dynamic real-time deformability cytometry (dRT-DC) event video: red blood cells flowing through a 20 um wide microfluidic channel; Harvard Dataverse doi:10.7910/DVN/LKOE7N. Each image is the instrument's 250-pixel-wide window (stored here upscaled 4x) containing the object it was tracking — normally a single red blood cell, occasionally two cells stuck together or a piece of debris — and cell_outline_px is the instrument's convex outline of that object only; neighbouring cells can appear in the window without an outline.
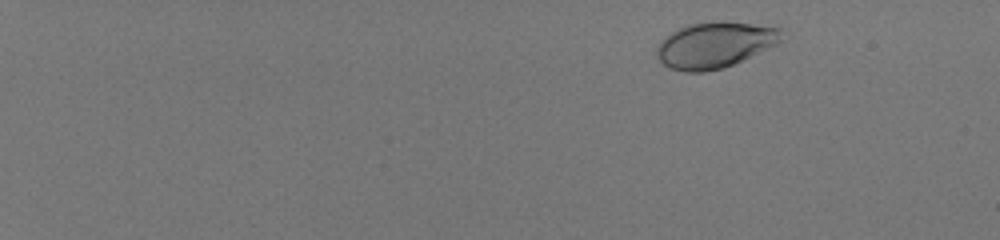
{"species": "human", "species_latin": "Homo sapiens", "temperature_condition": "room temperature", "stored_images_in_passage": 52, "camera_frame_rate_fps": 3000, "um_per_image_px": 0.085, "donor": {"sex": "male"}, "frame": {"image": 1, "passage_image": 5, "time_ms": 1.333, "image_size_px": [1000, 240], "cell_outline_px": [[780, 40], [776, 44], [724, 68], [704, 72], [684, 72], [672, 68], [664, 64], [656, 56], [656, 48], [660, 40], [672, 32], [688, 24], [712, 20], [720, 20], [752, 24], [780, 28]], "centroid_in_image_um": [60.7, 3.81], "position_along_channel_um": 24.3, "area_um2": 33.18}}
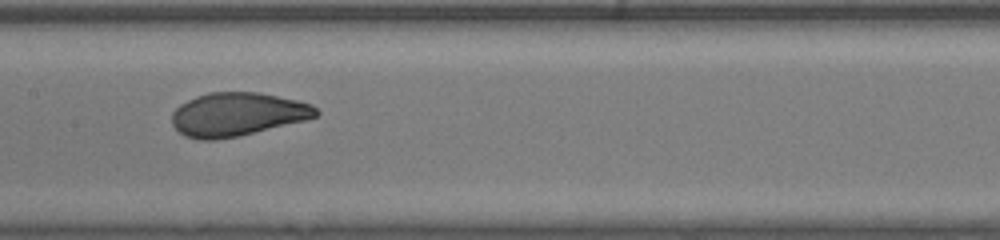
{"frame": {"image": 2, "passage_image": 31, "time_ms": 10.0, "image_size_px": [1000, 240], "cell_outline_px": [[320, 112], [316, 116], [304, 120], [240, 136], [216, 140], [200, 140], [184, 136], [172, 124], [172, 112], [180, 104], [196, 96], [208, 92], [260, 92], [296, 100], [312, 104]], "centroid_in_image_um": [20.15, 9.72], "position_along_channel_um": 187.3, "area_um2": 36.53}}
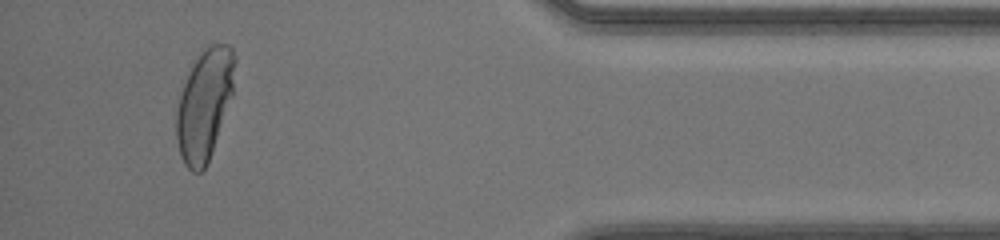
{"frame": {"image": 3, "passage_image": 50, "time_ms": 16.333, "image_size_px": [1000, 240], "cell_outline_px": [[236, 60], [232, 96], [208, 160], [204, 168], [200, 172], [192, 172], [184, 164], [180, 156], [176, 140], [176, 112], [180, 96], [192, 60], [208, 44], [228, 44], [232, 48], [236, 56]], "centroid_in_image_um": [17.37, 8.82], "position_along_channel_um": 417.8, "area_um2": 37.69}, "authors_computed_cell_mechanics": {"area_um2": 36.2984, "velocity_mm_per_s": 4.1151, "shape_relaxation_time_tau1_ms": 3.8131, "shape_relaxation_time_tau2_ms": null, "deformation_change_tau1": 0.1713, "deformation_change_tau2": null}}